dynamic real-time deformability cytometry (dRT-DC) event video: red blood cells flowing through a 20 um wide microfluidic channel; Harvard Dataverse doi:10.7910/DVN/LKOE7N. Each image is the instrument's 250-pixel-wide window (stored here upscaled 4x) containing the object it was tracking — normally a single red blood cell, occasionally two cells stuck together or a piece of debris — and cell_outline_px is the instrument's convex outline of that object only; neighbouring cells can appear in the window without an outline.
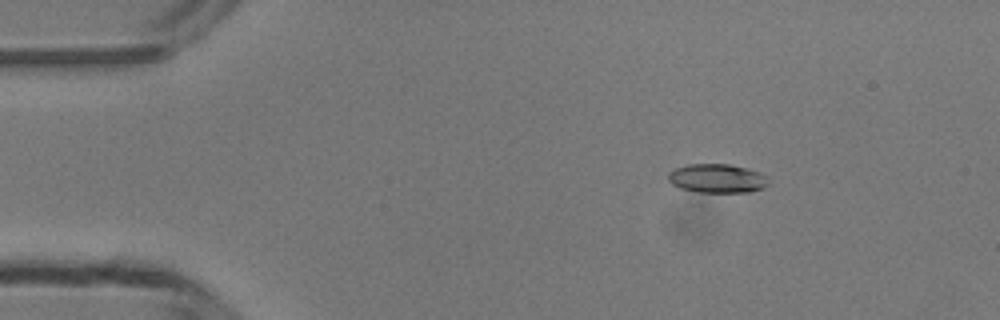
{"species": "common noctule bat (a hibernating species)", "species_latin": "Nyctalus noctula", "temperature_condition": "room temperature", "stored_images_in_passage": 49, "camera_frame_rate_fps": 3000, "um_per_image_px": 0.085, "animal": {"sex": "male", "body_mass_g": 13.3}, "frame": {"image": 1, "passage_image": 8, "time_ms": 2.333, "image_size_px": [1000, 320], "cell_outline_px": [[768, 184], [764, 188], [752, 192], [700, 192], [680, 188], [672, 184], [668, 180], [668, 172], [676, 168], [688, 164], [728, 164], [748, 168], [760, 172], [768, 176]], "centroid_in_image_um": [60.99, 15.16], "position_along_channel_um": 24.0, "area_um2": 17.05}}
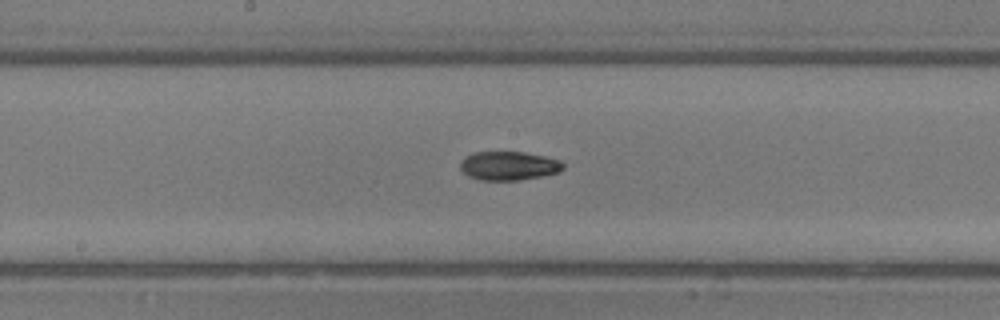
{"frame": {"image": 2, "passage_image": 26, "time_ms": 8.333, "image_size_px": [1000, 320], "cell_outline_px": [[564, 168], [560, 172], [520, 180], [480, 180], [468, 176], [460, 168], [460, 164], [464, 156], [476, 152], [524, 152], [544, 156], [560, 160], [564, 164]], "centroid_in_image_um": [43.24, 14.09], "position_along_channel_um": 205.0, "area_um2": 17.28}}
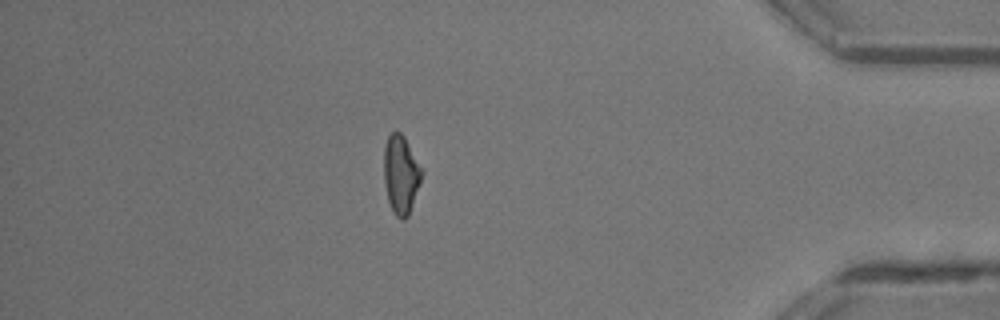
{"frame": {"image": 3, "passage_image": 43, "time_ms": 14.0, "image_size_px": [1000, 320], "cell_outline_px": [[424, 172], [408, 216], [404, 220], [400, 220], [392, 212], [388, 200], [384, 180], [384, 148], [388, 136], [392, 132], [400, 132], [404, 136]], "centroid_in_image_um": [34.08, 14.85], "position_along_channel_um": 401.1, "area_um2": 17.28}, "authors_computed_cell_mechanics": {"area_um2": 17.2244, "velocity_mm_per_s": 4.2174, "shape_relaxation_time_tau1_ms": 4.6359, "shape_relaxation_time_tau2_ms": 5.8453, "deformation_change_tau1": 0.1597, "deformation_change_tau2": 0.1284}}